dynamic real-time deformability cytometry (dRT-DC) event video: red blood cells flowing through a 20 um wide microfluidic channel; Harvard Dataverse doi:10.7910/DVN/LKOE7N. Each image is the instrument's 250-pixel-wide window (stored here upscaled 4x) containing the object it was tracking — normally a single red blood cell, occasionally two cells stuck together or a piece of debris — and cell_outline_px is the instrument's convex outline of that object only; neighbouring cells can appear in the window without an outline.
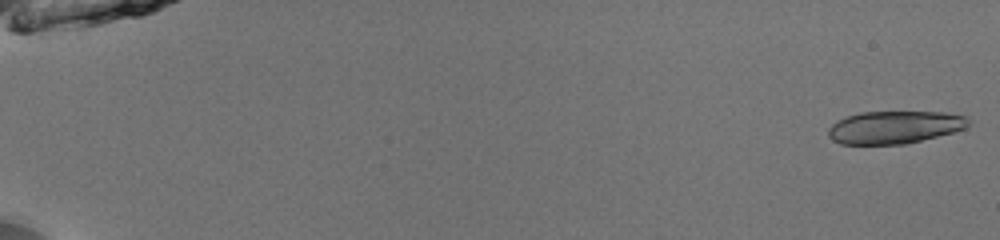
{"species": "common noctule bat (a hibernating species)", "species_latin": "Nyctalus noctula", "temperature_condition": "room temperature", "stored_images_in_passage": 52, "camera_frame_rate_fps": 3000, "um_per_image_px": 0.085, "animal": {"sex": "male", "body_mass_g": 13.0, "forearm_length_mm": 53.1}, "frame": {"image": 1, "passage_image": 1, "time_ms": 0.0, "image_size_px": [1000, 240], "cell_outline_px": [[972, 124], [964, 128], [952, 132], [904, 144], [840, 144], [832, 140], [828, 136], [828, 128], [836, 120], [860, 112], [944, 112], [964, 116], [972, 120]], "centroid_in_image_um": [76.02, 10.81], "position_along_channel_um": 9.0, "area_um2": 26.65}}
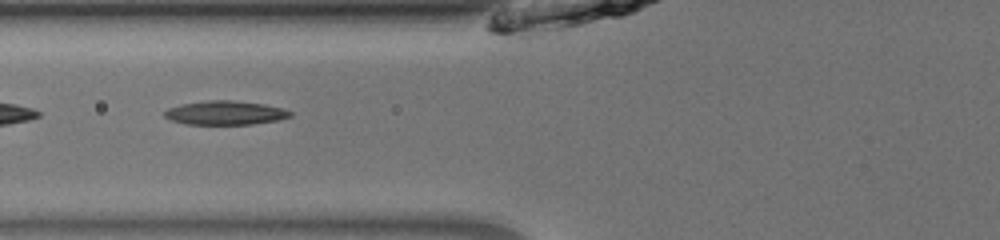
{"frame": {"image": 2, "passage_image": 23, "time_ms": 7.333, "image_size_px": [1000, 240], "cell_outline_px": [[292, 116], [276, 120], [252, 124], [184, 124], [172, 120], [164, 116], [164, 112], [168, 108], [180, 104], [208, 100], [232, 100], [264, 104], [284, 108], [292, 112]], "centroid_in_image_um": [19.14, 9.58], "position_along_channel_um": 106.7, "area_um2": 17.51}}
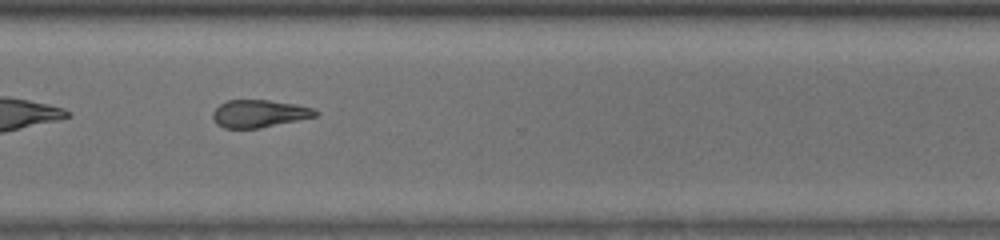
{"frame": {"image": 3, "passage_image": 41, "time_ms": 13.333, "image_size_px": [1000, 240], "cell_outline_px": [[320, 112], [316, 116], [260, 128], [224, 128], [216, 124], [212, 116], [212, 112], [220, 104], [228, 100], [268, 100], [296, 104], [312, 108]], "centroid_in_image_um": [22.01, 9.65], "position_along_channel_um": 348.6, "area_um2": 16.42}, "authors_computed_cell_mechanics": {"area_um2": 17.9758, "velocity_mm_per_s": 4.0319, "shape_relaxation_time_tau1_ms": 4.3979, "shape_relaxation_time_tau2_ms": 4.772, "deformation_change_tau1": 0.1337, "deformation_change_tau2": 0.1589}}